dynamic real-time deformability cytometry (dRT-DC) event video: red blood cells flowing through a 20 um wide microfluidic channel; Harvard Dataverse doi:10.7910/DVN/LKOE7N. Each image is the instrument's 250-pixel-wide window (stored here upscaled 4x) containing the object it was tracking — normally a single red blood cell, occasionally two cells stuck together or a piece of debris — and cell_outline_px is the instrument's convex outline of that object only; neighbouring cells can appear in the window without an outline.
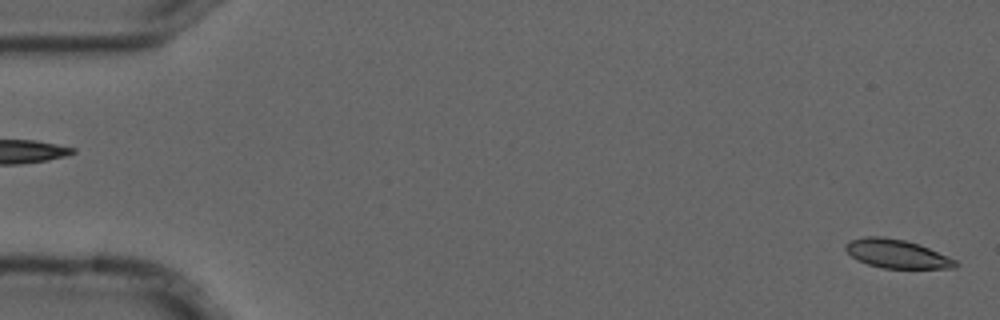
{"species": "common noctule bat (a hibernating species)", "species_latin": "Nyctalus noctula", "temperature_condition": "cold", "stored_images_in_passage": 6, "segment_of_instrument_passage": [2, 2], "camera_frame_rate_fps": 3000, "um_per_image_px": 0.085, "animal": {"sex": "male", "forearm_length_mm": 52.5}, "frame": {"image": 1, "passage_image": 6, "time_ms": 1.667, "image_size_px": [1000, 320], "cell_outline_px": [[960, 264], [956, 268], [884, 268], [868, 264], [856, 260], [844, 248], [844, 244], [848, 240], [864, 236], [884, 236], [904, 240], [920, 244], [948, 256], [956, 260]], "centroid_in_image_um": [76.22, 21.56], "position_along_channel_um": 8.8, "area_um2": 18.55}}